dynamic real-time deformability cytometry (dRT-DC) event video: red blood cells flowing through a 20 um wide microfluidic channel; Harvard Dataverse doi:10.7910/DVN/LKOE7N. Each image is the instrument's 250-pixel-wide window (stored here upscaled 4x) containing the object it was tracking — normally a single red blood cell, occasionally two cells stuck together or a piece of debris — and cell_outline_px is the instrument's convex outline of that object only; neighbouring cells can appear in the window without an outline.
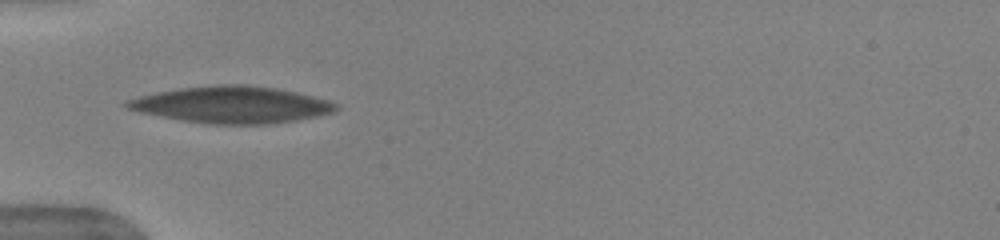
{"species": "human", "species_latin": "Homo sapiens", "temperature_condition": "warm", "stored_images_in_passage": 35, "camera_frame_rate_fps": 3000, "um_per_image_px": 0.085, "donor": {"sex": "female"}, "frame": {"image": 1, "passage_image": 1, "time_ms": 0.0, "image_size_px": [1000, 240], "cell_outline_px": [[340, 108], [332, 112], [316, 116], [296, 120], [268, 124], [212, 124], [180, 120], [140, 112], [128, 108], [124, 104], [124, 100], [156, 92], [180, 88], [216, 84], [244, 84], [276, 88], [296, 92], [328, 100], [340, 104]], "centroid_in_image_um": [19.7, 8.89], "position_along_channel_um": 65.3, "area_um2": 44.68}}
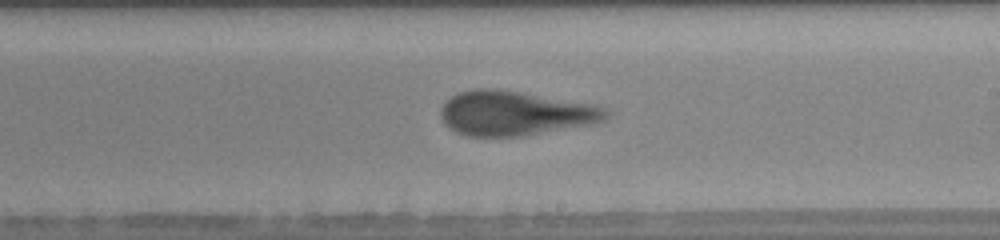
{"frame": {"image": 2, "passage_image": 15, "time_ms": 4.667, "image_size_px": [1000, 240], "cell_outline_px": [[608, 116], [604, 120], [596, 124], [524, 136], [468, 136], [456, 132], [448, 128], [444, 124], [440, 116], [440, 108], [452, 96], [460, 92], [476, 88], [496, 88], [588, 104], [604, 108], [608, 112]], "centroid_in_image_um": [43.74, 9.65], "position_along_channel_um": 245.3, "area_um2": 42.71}}
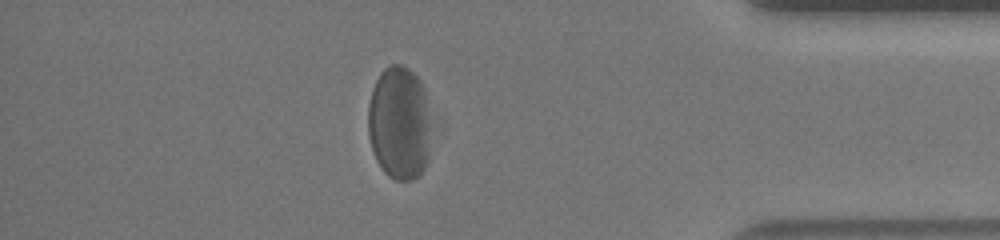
{"frame": {"image": 3, "passage_image": 29, "time_ms": 9.333, "image_size_px": [1000, 240], "cell_outline_px": [[428, 160], [424, 168], [412, 180], [396, 180], [388, 176], [384, 172], [376, 160], [368, 136], [368, 104], [376, 80], [380, 72], [388, 64], [400, 64], [408, 68], [420, 80], [424, 88], [428, 128]], "centroid_in_image_um": [33.89, 10.45], "position_along_channel_um": 401.3, "area_um2": 41.33}, "authors_computed_cell_mechanics": {"area_um2": 42.8876, "velocity_mm_per_s": 3.9098, "shape_relaxation_time_tau1_ms": 3.274, "shape_relaxation_time_tau2_ms": 1.3586, "deformation_change_tau1": 0.1289, "deformation_change_tau2": 0.1051}}